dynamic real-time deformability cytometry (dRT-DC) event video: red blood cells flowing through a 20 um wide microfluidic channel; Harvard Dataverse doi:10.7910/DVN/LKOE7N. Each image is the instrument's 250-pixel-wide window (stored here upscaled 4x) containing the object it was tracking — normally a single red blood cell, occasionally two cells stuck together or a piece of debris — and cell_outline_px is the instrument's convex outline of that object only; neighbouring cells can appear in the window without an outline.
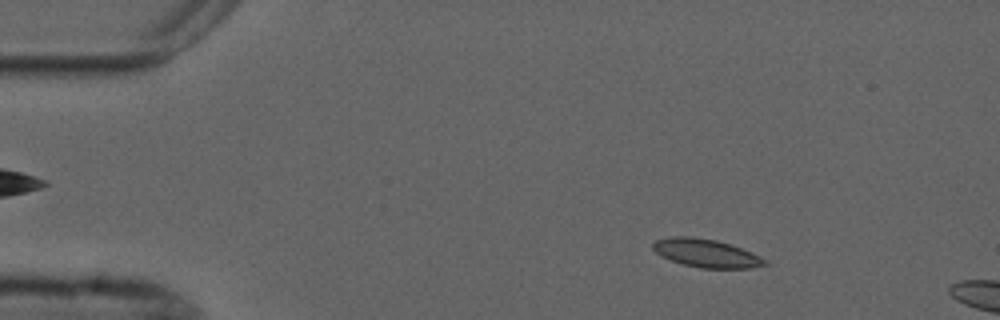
{"species": "common noctule bat (a hibernating species)", "species_latin": "Nyctalus noctula", "temperature_condition": "cold", "stored_images_in_passage": 3, "camera_frame_rate_fps": 3000, "um_per_image_px": 0.085, "animal": {"sex": "male", "forearm_length_mm": 52.5}, "frame": {"image": 1, "passage_image": 2, "time_ms": 1.0, "image_size_px": [1000, 320], "cell_outline_px": [[768, 264], [752, 268], [700, 268], [684, 264], [660, 256], [652, 248], [652, 244], [656, 240], [672, 236], [692, 236], [716, 240], [740, 248], [760, 256], [768, 260]], "centroid_in_image_um": [60.02, 21.52], "position_along_channel_um": 25.0, "area_um2": 18.32}}